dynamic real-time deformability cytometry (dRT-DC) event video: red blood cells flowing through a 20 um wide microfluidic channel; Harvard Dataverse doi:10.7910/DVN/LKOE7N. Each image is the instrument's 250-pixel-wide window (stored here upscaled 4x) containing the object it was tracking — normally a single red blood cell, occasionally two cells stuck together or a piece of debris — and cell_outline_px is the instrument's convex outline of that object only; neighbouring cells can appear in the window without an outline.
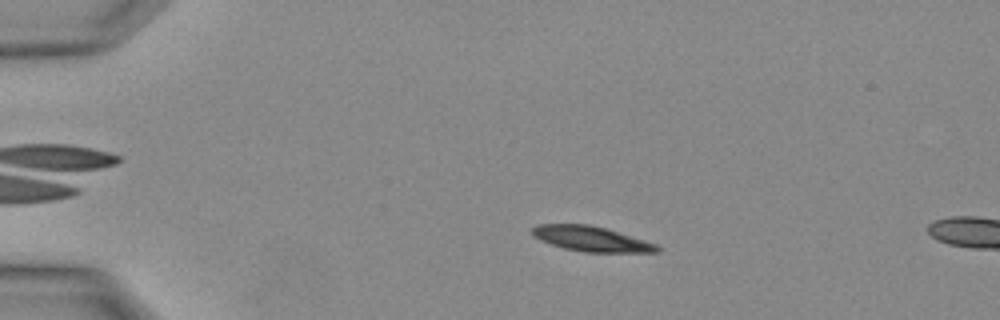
{"species": "Egyptian fruit bat (a non-hibernating species)", "species_latin": "Rousettus aegyptiacus", "temperature_condition": "warm", "stored_images_in_passage": 34, "segment_of_instrument_passage": [1, 2], "camera_frame_rate_fps": 3000, "um_per_image_px": 0.085, "animal": {"sex": "female"}, "frame": {"image": 1, "passage_image": 7, "time_ms": 2.0, "image_size_px": [1000, 320], "cell_outline_px": [[660, 252], [584, 252], [564, 248], [540, 240], [532, 236], [532, 228], [536, 224], [588, 224], [604, 228], [656, 244], [660, 248]], "centroid_in_image_um": [50.21, 20.3], "position_along_channel_um": 34.8, "area_um2": 17.98}}
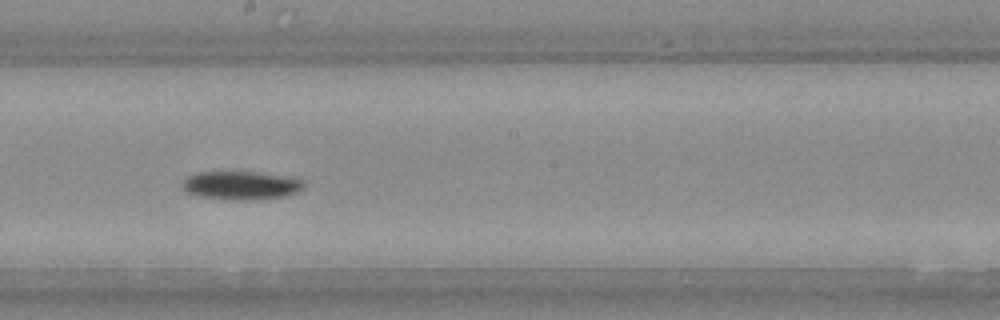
{"frame": {"image": 2, "passage_image": 19, "time_ms": 6.0, "image_size_px": [1000, 320], "cell_outline_px": [[304, 188], [296, 192], [284, 196], [240, 200], [204, 196], [188, 192], [180, 184], [188, 176], [196, 172], [260, 172], [304, 180]], "centroid_in_image_um": [20.5, 15.73], "position_along_channel_um": 227.7, "area_um2": 19.59}}
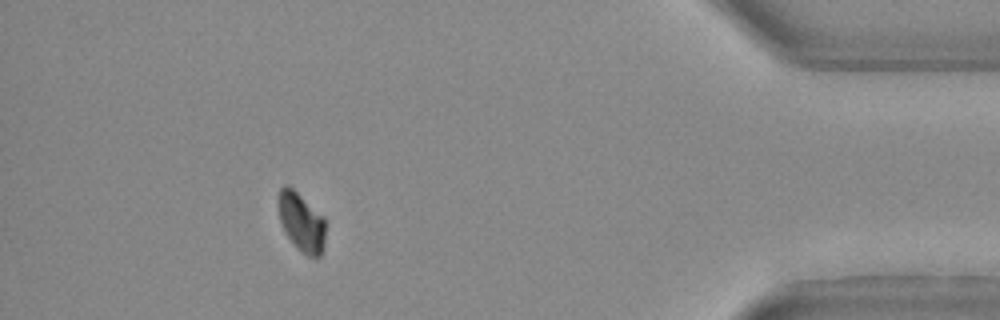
{"frame": {"image": 3, "passage_image": 30, "time_ms": 9.667, "image_size_px": [1000, 320], "cell_outline_px": [[324, 248], [320, 256], [308, 256], [284, 232], [280, 220], [276, 204], [276, 200], [280, 188], [284, 184], [288, 184], [324, 216]], "centroid_in_image_um": [25.58, 18.8], "position_along_channel_um": 409.6, "area_um2": 16.13}}